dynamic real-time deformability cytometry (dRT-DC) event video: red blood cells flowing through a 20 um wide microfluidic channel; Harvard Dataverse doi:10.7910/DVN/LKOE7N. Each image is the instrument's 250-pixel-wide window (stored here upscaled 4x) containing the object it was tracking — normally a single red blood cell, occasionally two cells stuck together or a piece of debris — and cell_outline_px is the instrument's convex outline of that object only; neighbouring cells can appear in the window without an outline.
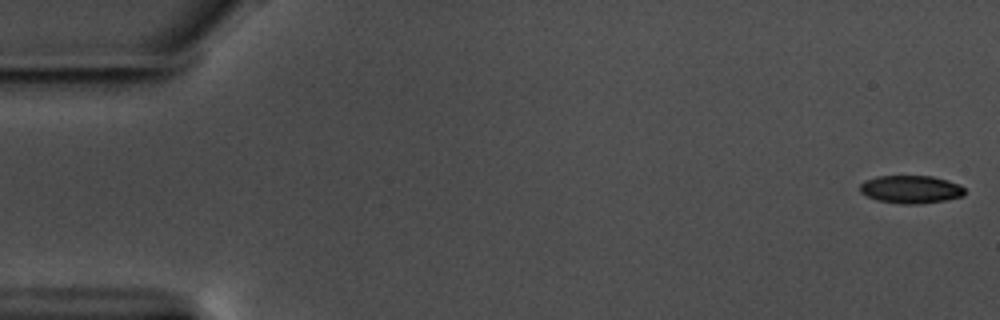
{"species": "common noctule bat (a hibernating species)", "species_latin": "Nyctalus noctula", "temperature_condition": "warm", "stored_images_in_passage": 54, "camera_frame_rate_fps": 3000, "um_per_image_px": 0.085, "animal": {"sex": "male", "body_mass_g": 17.5, "forearm_length_mm": 52.3}, "frame": {"image": 1, "passage_image": 1, "time_ms": 0.0, "image_size_px": [1000, 320], "cell_outline_px": [[964, 196], [944, 200], [920, 204], [900, 204], [876, 200], [860, 192], [860, 184], [864, 180], [876, 176], [932, 176], [948, 180], [964, 188]], "centroid_in_image_um": [77.39, 16.09], "position_along_channel_um": 7.6, "area_um2": 17.05}}
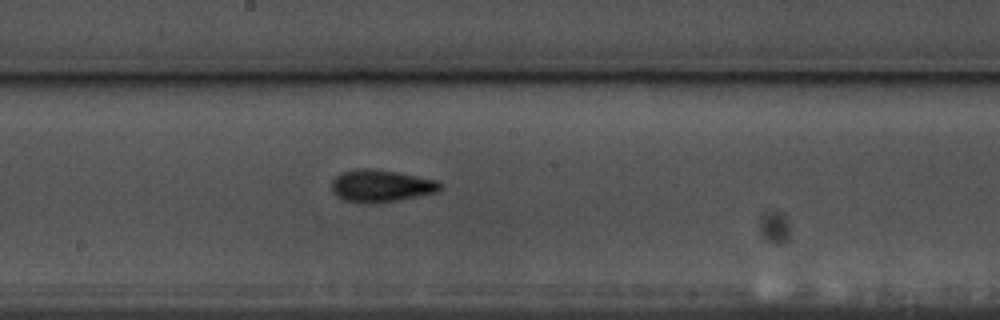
{"frame": {"image": 2, "passage_image": 31, "time_ms": 10.0, "image_size_px": [1000, 320], "cell_outline_px": [[440, 188], [436, 192], [380, 204], [368, 204], [344, 200], [336, 196], [332, 192], [332, 180], [340, 172], [356, 168], [372, 168], [396, 172], [436, 180], [440, 184]], "centroid_in_image_um": [32.31, 15.81], "position_along_channel_um": 215.9, "area_um2": 20.52}}
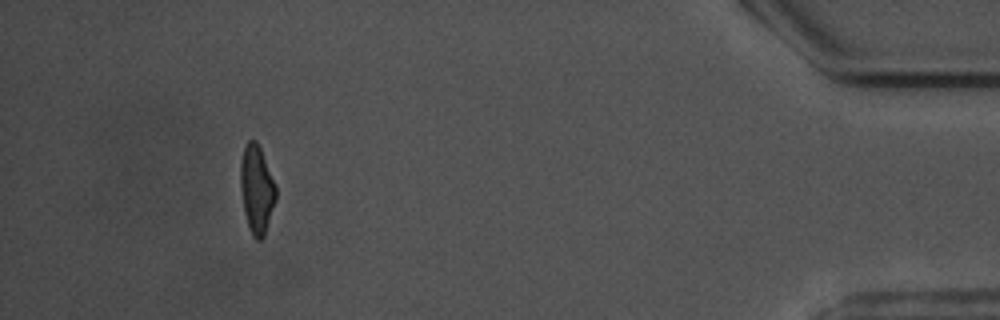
{"frame": {"image": 3, "passage_image": 53, "time_ms": 17.333, "image_size_px": [1000, 320], "cell_outline_px": [[276, 200], [264, 236], [260, 240], [256, 240], [252, 236], [244, 212], [240, 188], [240, 164], [244, 144], [248, 140], [256, 140], [260, 148], [276, 188]], "centroid_in_image_um": [21.8, 16.09], "position_along_channel_um": 413.4, "area_um2": 18.09}}